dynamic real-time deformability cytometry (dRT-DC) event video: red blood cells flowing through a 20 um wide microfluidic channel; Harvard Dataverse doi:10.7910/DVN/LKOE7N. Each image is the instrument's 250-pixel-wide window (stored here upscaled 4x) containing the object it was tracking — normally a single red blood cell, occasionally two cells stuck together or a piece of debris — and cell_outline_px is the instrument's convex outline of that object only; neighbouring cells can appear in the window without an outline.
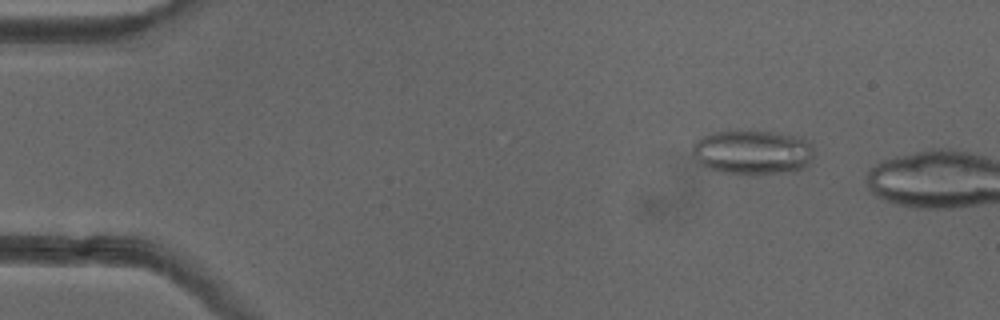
{"species": "common noctule bat (a hibernating species)", "species_latin": "Nyctalus noctula", "temperature_condition": "cold", "stored_images_in_passage": 9, "camera_frame_rate_fps": 3000, "um_per_image_px": 0.085, "animal": {"sex": "female"}, "frame": {"image": 1, "passage_image": 7, "time_ms": 2.0, "image_size_px": [1000, 320], "cell_outline_px": [[812, 160], [804, 168], [796, 172], [752, 176], [748, 176], [720, 172], [708, 168], [700, 164], [692, 156], [692, 144], [696, 140], [704, 136], [716, 132], [768, 132], [804, 136], [812, 140]], "centroid_in_image_um": [64.02, 12.99], "position_along_channel_um": 21.0, "area_um2": 32.37}}